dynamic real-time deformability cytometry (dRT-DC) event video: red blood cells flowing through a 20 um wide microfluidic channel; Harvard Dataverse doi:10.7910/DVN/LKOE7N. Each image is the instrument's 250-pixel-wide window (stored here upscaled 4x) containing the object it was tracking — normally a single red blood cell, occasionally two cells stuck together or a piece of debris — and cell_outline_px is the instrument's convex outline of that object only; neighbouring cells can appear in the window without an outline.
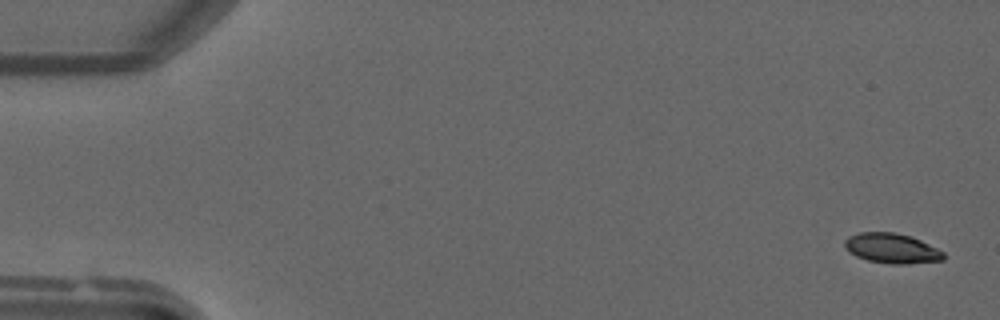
{"species": "common noctule bat (a hibernating species)", "species_latin": "Nyctalus noctula", "temperature_condition": "warm", "stored_images_in_passage": 50, "camera_frame_rate_fps": 3000, "um_per_image_px": 0.085, "animal": {"sex": "male", "forearm_length_mm": 52.5}, "frame": {"image": 1, "passage_image": 2, "time_ms": 0.333, "image_size_px": [1000, 320], "cell_outline_px": [[944, 260], [908, 264], [888, 264], [868, 260], [856, 256], [848, 252], [844, 248], [844, 240], [848, 236], [860, 232], [892, 232], [908, 236], [920, 240], [944, 252]], "centroid_in_image_um": [75.76, 21.12], "position_along_channel_um": 9.2, "area_um2": 17.28}}
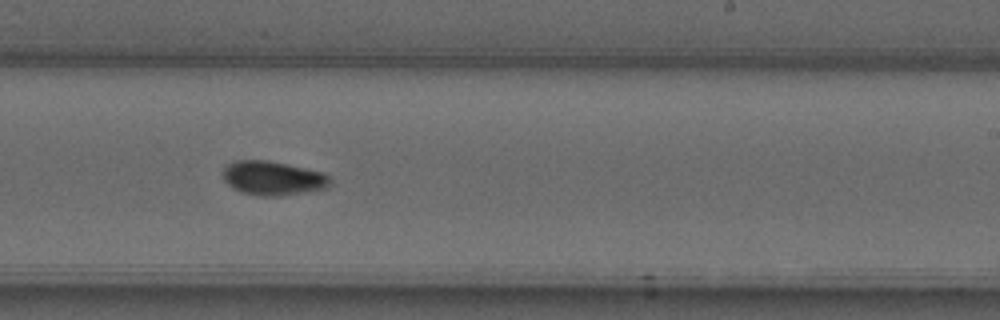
{"frame": {"image": 2, "passage_image": 31, "time_ms": 10.0, "image_size_px": [1000, 320], "cell_outline_px": [[332, 180], [328, 188], [280, 196], [264, 196], [240, 192], [232, 188], [224, 180], [220, 172], [228, 164], [236, 160], [268, 160], [324, 172]], "centroid_in_image_um": [23.18, 15.14], "position_along_channel_um": 265.8, "area_um2": 21.5}}
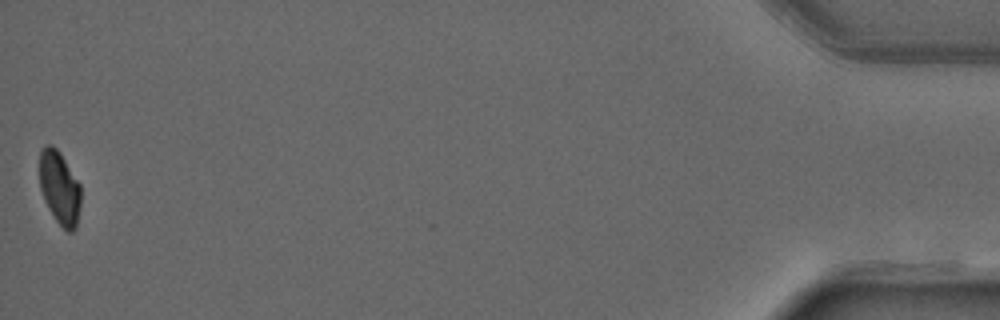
{"frame": {"image": 3, "passage_image": 50, "time_ms": 16.333, "image_size_px": [1000, 320], "cell_outline_px": [[80, 204], [76, 228], [72, 232], [68, 232], [56, 220], [48, 208], [44, 200], [40, 188], [40, 148], [44, 144], [52, 144], [60, 152], [80, 184]], "centroid_in_image_um": [5.05, 15.93], "position_along_channel_um": 430.1, "area_um2": 17.69}}